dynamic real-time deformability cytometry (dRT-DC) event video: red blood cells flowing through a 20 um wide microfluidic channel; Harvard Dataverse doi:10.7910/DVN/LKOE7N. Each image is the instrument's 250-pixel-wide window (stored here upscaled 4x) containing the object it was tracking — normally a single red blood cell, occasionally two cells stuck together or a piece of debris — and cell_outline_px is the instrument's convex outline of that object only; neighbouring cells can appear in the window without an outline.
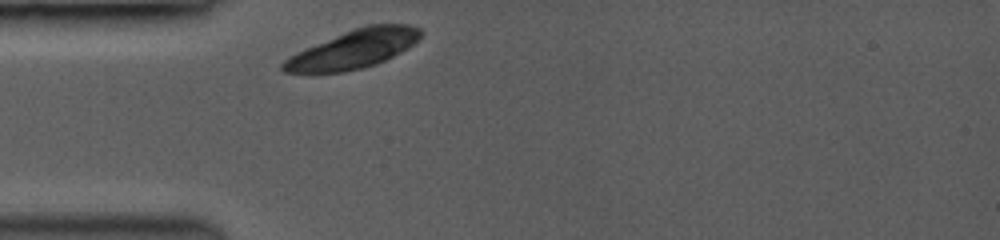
{"species": "common noctule bat (a hibernating species)", "species_latin": "Nyctalus noctula", "temperature_condition": "room temperature", "stored_images_in_passage": 34, "camera_frame_rate_fps": 3500, "um_per_image_px": 0.085, "animal": {"sex": "female", "body_mass_g": 19.0, "forearm_length_mm": 53.3}, "frame": {"image": 1, "passage_image": 1, "time_ms": 0.0, "image_size_px": [1000, 240], "cell_outline_px": [[424, 32], [408, 48], [376, 64], [344, 72], [284, 72], [280, 68], [280, 64], [288, 56], [296, 52], [352, 28], [368, 24], [408, 24], [420, 28]], "centroid_in_image_um": [30.04, 4.16], "position_along_channel_um": 55.0, "area_um2": 30.69}}
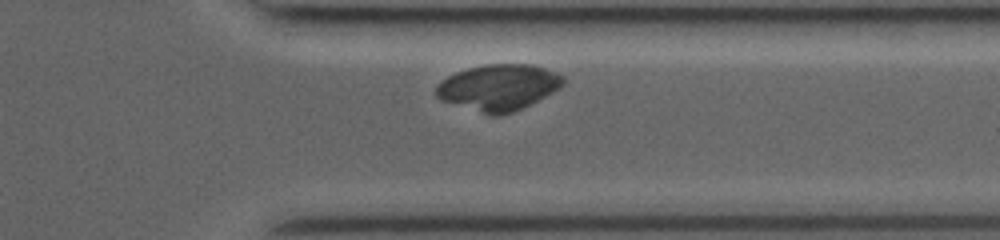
{"frame": {"image": 2, "passage_image": 30, "time_ms": 8.286, "image_size_px": [1000, 240], "cell_outline_px": [[564, 84], [560, 88], [512, 112], [500, 116], [492, 116], [440, 100], [436, 96], [436, 84], [448, 76], [456, 72], [468, 68], [484, 64], [532, 64], [544, 68], [564, 76]], "centroid_in_image_um": [42.34, 7.42], "position_along_channel_um": 369.1, "area_um2": 33.93}}
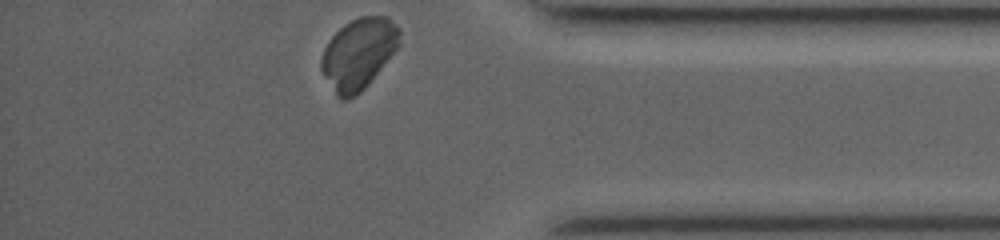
{"frame": {"image": 3, "passage_image": 34, "time_ms": 9.429, "image_size_px": [1000, 240], "cell_outline_px": [[400, 44], [368, 84], [356, 96], [348, 100], [340, 100], [336, 96], [324, 76], [320, 68], [320, 60], [324, 48], [332, 36], [344, 24], [360, 16], [388, 16], [400, 32]], "centroid_in_image_um": [30.45, 4.58], "position_along_channel_um": 404.8, "area_um2": 32.19}}